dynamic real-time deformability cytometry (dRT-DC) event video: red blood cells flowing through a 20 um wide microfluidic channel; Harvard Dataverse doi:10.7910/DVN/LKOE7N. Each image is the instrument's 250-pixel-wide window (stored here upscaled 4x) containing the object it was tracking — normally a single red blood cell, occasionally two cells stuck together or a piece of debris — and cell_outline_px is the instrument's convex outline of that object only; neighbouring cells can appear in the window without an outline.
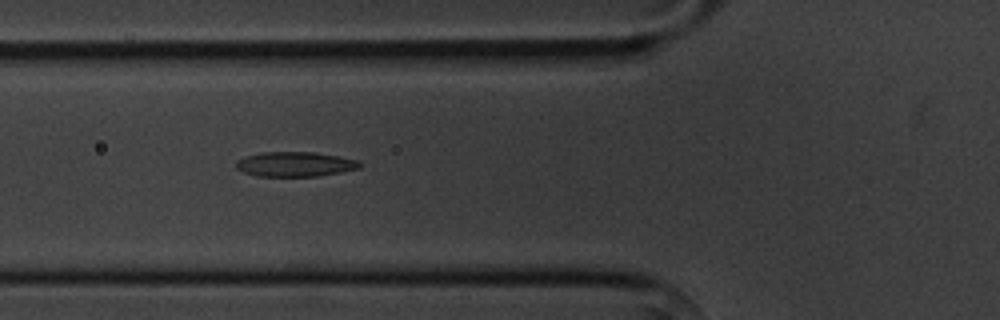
{"species": "common noctule bat (a hibernating species)", "species_latin": "Nyctalus noctula", "temperature_condition": "cold", "stored_images_in_passage": 4, "camera_frame_rate_fps": 3000, "um_per_image_px": 0.085, "animal": {"sex": "male", "body_mass_g": 20.1, "forearm_length_mm": 53.5}, "frame": {"image": 1, "passage_image": 3, "time_ms": 2.333, "image_size_px": [1000, 320], "cell_outline_px": [[364, 164], [360, 168], [340, 172], [316, 176], [256, 176], [244, 172], [236, 168], [236, 160], [244, 156], [260, 152], [316, 152], [360, 160]], "centroid_in_image_um": [25.09, 13.95], "position_along_channel_um": 100.7, "area_um2": 18.03}}
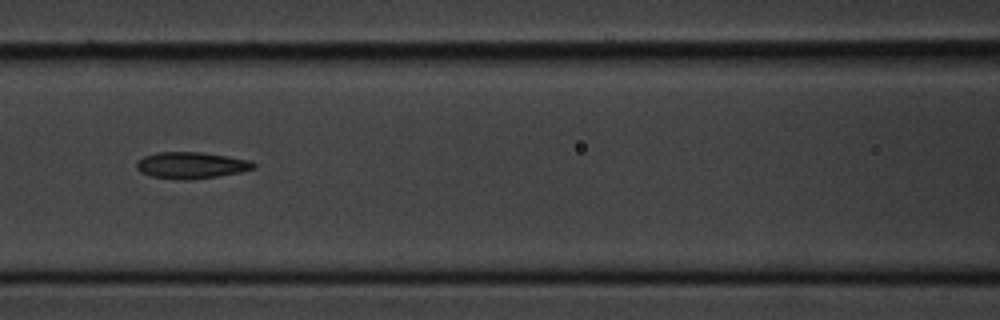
{"frame": {"image": 2, "passage_image": 4, "time_ms": 3.667, "image_size_px": [1000, 320], "cell_outline_px": [[256, 168], [240, 172], [192, 180], [180, 180], [148, 176], [140, 172], [136, 168], [136, 160], [144, 156], [156, 152], [200, 152], [252, 160], [256, 164]], "centroid_in_image_um": [16.22, 14.05], "position_along_channel_um": 150.4, "area_um2": 18.32}}